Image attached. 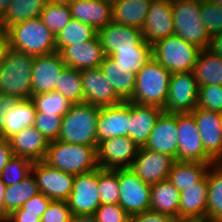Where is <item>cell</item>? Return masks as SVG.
I'll use <instances>...</instances> for the list:
<instances>
[{
  "mask_svg": "<svg viewBox=\"0 0 222 222\" xmlns=\"http://www.w3.org/2000/svg\"><path fill=\"white\" fill-rule=\"evenodd\" d=\"M47 2L48 0H12L0 17V25L8 29L16 23L40 17Z\"/></svg>",
  "mask_w": 222,
  "mask_h": 222,
  "instance_id": "obj_33",
  "label": "cell"
},
{
  "mask_svg": "<svg viewBox=\"0 0 222 222\" xmlns=\"http://www.w3.org/2000/svg\"><path fill=\"white\" fill-rule=\"evenodd\" d=\"M59 52L34 56L32 66V95L55 91L59 76L66 68Z\"/></svg>",
  "mask_w": 222,
  "mask_h": 222,
  "instance_id": "obj_17",
  "label": "cell"
},
{
  "mask_svg": "<svg viewBox=\"0 0 222 222\" xmlns=\"http://www.w3.org/2000/svg\"><path fill=\"white\" fill-rule=\"evenodd\" d=\"M9 47L31 56L56 51L55 36L43 24L40 17L16 23L8 28Z\"/></svg>",
  "mask_w": 222,
  "mask_h": 222,
  "instance_id": "obj_5",
  "label": "cell"
},
{
  "mask_svg": "<svg viewBox=\"0 0 222 222\" xmlns=\"http://www.w3.org/2000/svg\"><path fill=\"white\" fill-rule=\"evenodd\" d=\"M51 3L58 4V5H70L75 0H48Z\"/></svg>",
  "mask_w": 222,
  "mask_h": 222,
  "instance_id": "obj_58",
  "label": "cell"
},
{
  "mask_svg": "<svg viewBox=\"0 0 222 222\" xmlns=\"http://www.w3.org/2000/svg\"><path fill=\"white\" fill-rule=\"evenodd\" d=\"M33 161L28 158L13 156L4 166L0 180L6 185H17L31 174Z\"/></svg>",
  "mask_w": 222,
  "mask_h": 222,
  "instance_id": "obj_42",
  "label": "cell"
},
{
  "mask_svg": "<svg viewBox=\"0 0 222 222\" xmlns=\"http://www.w3.org/2000/svg\"><path fill=\"white\" fill-rule=\"evenodd\" d=\"M211 164L196 161L175 160L168 179L178 190L182 192L188 187L201 181L206 175Z\"/></svg>",
  "mask_w": 222,
  "mask_h": 222,
  "instance_id": "obj_30",
  "label": "cell"
},
{
  "mask_svg": "<svg viewBox=\"0 0 222 222\" xmlns=\"http://www.w3.org/2000/svg\"><path fill=\"white\" fill-rule=\"evenodd\" d=\"M14 156L44 161L49 141L34 126L26 127L9 139Z\"/></svg>",
  "mask_w": 222,
  "mask_h": 222,
  "instance_id": "obj_25",
  "label": "cell"
},
{
  "mask_svg": "<svg viewBox=\"0 0 222 222\" xmlns=\"http://www.w3.org/2000/svg\"><path fill=\"white\" fill-rule=\"evenodd\" d=\"M202 49L173 35L152 44V57L171 74L193 71Z\"/></svg>",
  "mask_w": 222,
  "mask_h": 222,
  "instance_id": "obj_7",
  "label": "cell"
},
{
  "mask_svg": "<svg viewBox=\"0 0 222 222\" xmlns=\"http://www.w3.org/2000/svg\"><path fill=\"white\" fill-rule=\"evenodd\" d=\"M60 54L67 67L79 71L98 68L105 58L98 35L89 41L66 46Z\"/></svg>",
  "mask_w": 222,
  "mask_h": 222,
  "instance_id": "obj_22",
  "label": "cell"
},
{
  "mask_svg": "<svg viewBox=\"0 0 222 222\" xmlns=\"http://www.w3.org/2000/svg\"><path fill=\"white\" fill-rule=\"evenodd\" d=\"M12 0H0V17L5 13Z\"/></svg>",
  "mask_w": 222,
  "mask_h": 222,
  "instance_id": "obj_57",
  "label": "cell"
},
{
  "mask_svg": "<svg viewBox=\"0 0 222 222\" xmlns=\"http://www.w3.org/2000/svg\"><path fill=\"white\" fill-rule=\"evenodd\" d=\"M163 112V108L158 106L140 105L129 101L128 137L139 148L145 146L157 119Z\"/></svg>",
  "mask_w": 222,
  "mask_h": 222,
  "instance_id": "obj_23",
  "label": "cell"
},
{
  "mask_svg": "<svg viewBox=\"0 0 222 222\" xmlns=\"http://www.w3.org/2000/svg\"><path fill=\"white\" fill-rule=\"evenodd\" d=\"M105 56L119 50L139 48L144 42L141 29L118 24L113 21L97 31Z\"/></svg>",
  "mask_w": 222,
  "mask_h": 222,
  "instance_id": "obj_19",
  "label": "cell"
},
{
  "mask_svg": "<svg viewBox=\"0 0 222 222\" xmlns=\"http://www.w3.org/2000/svg\"><path fill=\"white\" fill-rule=\"evenodd\" d=\"M199 86L193 71L171 74L165 113H191L198 104Z\"/></svg>",
  "mask_w": 222,
  "mask_h": 222,
  "instance_id": "obj_9",
  "label": "cell"
},
{
  "mask_svg": "<svg viewBox=\"0 0 222 222\" xmlns=\"http://www.w3.org/2000/svg\"><path fill=\"white\" fill-rule=\"evenodd\" d=\"M73 215H94L101 205L98 190V168L75 175L73 190L67 200Z\"/></svg>",
  "mask_w": 222,
  "mask_h": 222,
  "instance_id": "obj_12",
  "label": "cell"
},
{
  "mask_svg": "<svg viewBox=\"0 0 222 222\" xmlns=\"http://www.w3.org/2000/svg\"><path fill=\"white\" fill-rule=\"evenodd\" d=\"M51 201V199L39 192L25 202L22 208L25 210V213L37 214V216L41 217Z\"/></svg>",
  "mask_w": 222,
  "mask_h": 222,
  "instance_id": "obj_48",
  "label": "cell"
},
{
  "mask_svg": "<svg viewBox=\"0 0 222 222\" xmlns=\"http://www.w3.org/2000/svg\"><path fill=\"white\" fill-rule=\"evenodd\" d=\"M72 19L79 20L96 31L112 21V4L103 0H75L69 5Z\"/></svg>",
  "mask_w": 222,
  "mask_h": 222,
  "instance_id": "obj_26",
  "label": "cell"
},
{
  "mask_svg": "<svg viewBox=\"0 0 222 222\" xmlns=\"http://www.w3.org/2000/svg\"><path fill=\"white\" fill-rule=\"evenodd\" d=\"M43 24L56 36L72 19L69 5L47 2L40 14Z\"/></svg>",
  "mask_w": 222,
  "mask_h": 222,
  "instance_id": "obj_40",
  "label": "cell"
},
{
  "mask_svg": "<svg viewBox=\"0 0 222 222\" xmlns=\"http://www.w3.org/2000/svg\"><path fill=\"white\" fill-rule=\"evenodd\" d=\"M191 114L197 123L205 152L215 162H222V114L198 107Z\"/></svg>",
  "mask_w": 222,
  "mask_h": 222,
  "instance_id": "obj_16",
  "label": "cell"
},
{
  "mask_svg": "<svg viewBox=\"0 0 222 222\" xmlns=\"http://www.w3.org/2000/svg\"><path fill=\"white\" fill-rule=\"evenodd\" d=\"M201 16L210 37L222 33V6L201 0Z\"/></svg>",
  "mask_w": 222,
  "mask_h": 222,
  "instance_id": "obj_45",
  "label": "cell"
},
{
  "mask_svg": "<svg viewBox=\"0 0 222 222\" xmlns=\"http://www.w3.org/2000/svg\"><path fill=\"white\" fill-rule=\"evenodd\" d=\"M97 222H129L130 216L119 204H101L94 214Z\"/></svg>",
  "mask_w": 222,
  "mask_h": 222,
  "instance_id": "obj_47",
  "label": "cell"
},
{
  "mask_svg": "<svg viewBox=\"0 0 222 222\" xmlns=\"http://www.w3.org/2000/svg\"><path fill=\"white\" fill-rule=\"evenodd\" d=\"M34 57L8 48L0 62V93L28 99L32 95Z\"/></svg>",
  "mask_w": 222,
  "mask_h": 222,
  "instance_id": "obj_1",
  "label": "cell"
},
{
  "mask_svg": "<svg viewBox=\"0 0 222 222\" xmlns=\"http://www.w3.org/2000/svg\"><path fill=\"white\" fill-rule=\"evenodd\" d=\"M198 86L222 85V58L208 49L201 50L193 68Z\"/></svg>",
  "mask_w": 222,
  "mask_h": 222,
  "instance_id": "obj_32",
  "label": "cell"
},
{
  "mask_svg": "<svg viewBox=\"0 0 222 222\" xmlns=\"http://www.w3.org/2000/svg\"><path fill=\"white\" fill-rule=\"evenodd\" d=\"M175 159L145 147H140L130 169L150 185L168 179Z\"/></svg>",
  "mask_w": 222,
  "mask_h": 222,
  "instance_id": "obj_14",
  "label": "cell"
},
{
  "mask_svg": "<svg viewBox=\"0 0 222 222\" xmlns=\"http://www.w3.org/2000/svg\"><path fill=\"white\" fill-rule=\"evenodd\" d=\"M81 81L85 103L104 107L123 102L100 67L82 70Z\"/></svg>",
  "mask_w": 222,
  "mask_h": 222,
  "instance_id": "obj_18",
  "label": "cell"
},
{
  "mask_svg": "<svg viewBox=\"0 0 222 222\" xmlns=\"http://www.w3.org/2000/svg\"><path fill=\"white\" fill-rule=\"evenodd\" d=\"M141 30L150 45L175 35L172 0H152Z\"/></svg>",
  "mask_w": 222,
  "mask_h": 222,
  "instance_id": "obj_15",
  "label": "cell"
},
{
  "mask_svg": "<svg viewBox=\"0 0 222 222\" xmlns=\"http://www.w3.org/2000/svg\"><path fill=\"white\" fill-rule=\"evenodd\" d=\"M37 193H39V190L32 173L17 185L6 186L4 194V220Z\"/></svg>",
  "mask_w": 222,
  "mask_h": 222,
  "instance_id": "obj_34",
  "label": "cell"
},
{
  "mask_svg": "<svg viewBox=\"0 0 222 222\" xmlns=\"http://www.w3.org/2000/svg\"><path fill=\"white\" fill-rule=\"evenodd\" d=\"M3 222H41V217L37 214L25 213L21 207L9 214Z\"/></svg>",
  "mask_w": 222,
  "mask_h": 222,
  "instance_id": "obj_50",
  "label": "cell"
},
{
  "mask_svg": "<svg viewBox=\"0 0 222 222\" xmlns=\"http://www.w3.org/2000/svg\"><path fill=\"white\" fill-rule=\"evenodd\" d=\"M139 146L129 137L121 136L101 141L97 147V166L102 169L130 168Z\"/></svg>",
  "mask_w": 222,
  "mask_h": 222,
  "instance_id": "obj_13",
  "label": "cell"
},
{
  "mask_svg": "<svg viewBox=\"0 0 222 222\" xmlns=\"http://www.w3.org/2000/svg\"><path fill=\"white\" fill-rule=\"evenodd\" d=\"M72 212L67 201L52 200L41 216V222H71Z\"/></svg>",
  "mask_w": 222,
  "mask_h": 222,
  "instance_id": "obj_46",
  "label": "cell"
},
{
  "mask_svg": "<svg viewBox=\"0 0 222 222\" xmlns=\"http://www.w3.org/2000/svg\"><path fill=\"white\" fill-rule=\"evenodd\" d=\"M103 1H106V2H109V3L113 4V3H115L118 0H103Z\"/></svg>",
  "mask_w": 222,
  "mask_h": 222,
  "instance_id": "obj_61",
  "label": "cell"
},
{
  "mask_svg": "<svg viewBox=\"0 0 222 222\" xmlns=\"http://www.w3.org/2000/svg\"><path fill=\"white\" fill-rule=\"evenodd\" d=\"M118 67L137 73L152 58V45L144 42L139 48L119 50L110 56Z\"/></svg>",
  "mask_w": 222,
  "mask_h": 222,
  "instance_id": "obj_37",
  "label": "cell"
},
{
  "mask_svg": "<svg viewBox=\"0 0 222 222\" xmlns=\"http://www.w3.org/2000/svg\"><path fill=\"white\" fill-rule=\"evenodd\" d=\"M197 107L222 114V85L199 86Z\"/></svg>",
  "mask_w": 222,
  "mask_h": 222,
  "instance_id": "obj_44",
  "label": "cell"
},
{
  "mask_svg": "<svg viewBox=\"0 0 222 222\" xmlns=\"http://www.w3.org/2000/svg\"><path fill=\"white\" fill-rule=\"evenodd\" d=\"M119 205L129 216L150 210L151 185L142 181L130 168H118Z\"/></svg>",
  "mask_w": 222,
  "mask_h": 222,
  "instance_id": "obj_8",
  "label": "cell"
},
{
  "mask_svg": "<svg viewBox=\"0 0 222 222\" xmlns=\"http://www.w3.org/2000/svg\"><path fill=\"white\" fill-rule=\"evenodd\" d=\"M100 107L89 103L72 104L63 116L59 141L93 146L96 150L97 121Z\"/></svg>",
  "mask_w": 222,
  "mask_h": 222,
  "instance_id": "obj_2",
  "label": "cell"
},
{
  "mask_svg": "<svg viewBox=\"0 0 222 222\" xmlns=\"http://www.w3.org/2000/svg\"><path fill=\"white\" fill-rule=\"evenodd\" d=\"M129 222H178L170 215L154 211H145L140 214L130 216Z\"/></svg>",
  "mask_w": 222,
  "mask_h": 222,
  "instance_id": "obj_49",
  "label": "cell"
},
{
  "mask_svg": "<svg viewBox=\"0 0 222 222\" xmlns=\"http://www.w3.org/2000/svg\"><path fill=\"white\" fill-rule=\"evenodd\" d=\"M208 200V172L198 183L180 192L178 222L206 219Z\"/></svg>",
  "mask_w": 222,
  "mask_h": 222,
  "instance_id": "obj_24",
  "label": "cell"
},
{
  "mask_svg": "<svg viewBox=\"0 0 222 222\" xmlns=\"http://www.w3.org/2000/svg\"><path fill=\"white\" fill-rule=\"evenodd\" d=\"M144 147L170 155L177 160V113L174 114L163 112L160 115Z\"/></svg>",
  "mask_w": 222,
  "mask_h": 222,
  "instance_id": "obj_21",
  "label": "cell"
},
{
  "mask_svg": "<svg viewBox=\"0 0 222 222\" xmlns=\"http://www.w3.org/2000/svg\"><path fill=\"white\" fill-rule=\"evenodd\" d=\"M9 48V33L8 29L0 25V62L5 56L6 51Z\"/></svg>",
  "mask_w": 222,
  "mask_h": 222,
  "instance_id": "obj_54",
  "label": "cell"
},
{
  "mask_svg": "<svg viewBox=\"0 0 222 222\" xmlns=\"http://www.w3.org/2000/svg\"><path fill=\"white\" fill-rule=\"evenodd\" d=\"M19 98L0 93V129L2 128V119L11 111L18 102Z\"/></svg>",
  "mask_w": 222,
  "mask_h": 222,
  "instance_id": "obj_51",
  "label": "cell"
},
{
  "mask_svg": "<svg viewBox=\"0 0 222 222\" xmlns=\"http://www.w3.org/2000/svg\"><path fill=\"white\" fill-rule=\"evenodd\" d=\"M207 49L222 58V33L210 37Z\"/></svg>",
  "mask_w": 222,
  "mask_h": 222,
  "instance_id": "obj_53",
  "label": "cell"
},
{
  "mask_svg": "<svg viewBox=\"0 0 222 222\" xmlns=\"http://www.w3.org/2000/svg\"><path fill=\"white\" fill-rule=\"evenodd\" d=\"M198 131L197 123L191 113H177V160L213 164L215 161L205 152Z\"/></svg>",
  "mask_w": 222,
  "mask_h": 222,
  "instance_id": "obj_10",
  "label": "cell"
},
{
  "mask_svg": "<svg viewBox=\"0 0 222 222\" xmlns=\"http://www.w3.org/2000/svg\"><path fill=\"white\" fill-rule=\"evenodd\" d=\"M206 219L222 222V162L211 164L208 170Z\"/></svg>",
  "mask_w": 222,
  "mask_h": 222,
  "instance_id": "obj_35",
  "label": "cell"
},
{
  "mask_svg": "<svg viewBox=\"0 0 222 222\" xmlns=\"http://www.w3.org/2000/svg\"><path fill=\"white\" fill-rule=\"evenodd\" d=\"M44 162L72 175L87 173L98 168L97 151L93 146L59 140L49 143Z\"/></svg>",
  "mask_w": 222,
  "mask_h": 222,
  "instance_id": "obj_3",
  "label": "cell"
},
{
  "mask_svg": "<svg viewBox=\"0 0 222 222\" xmlns=\"http://www.w3.org/2000/svg\"><path fill=\"white\" fill-rule=\"evenodd\" d=\"M71 222H97L94 215H72Z\"/></svg>",
  "mask_w": 222,
  "mask_h": 222,
  "instance_id": "obj_56",
  "label": "cell"
},
{
  "mask_svg": "<svg viewBox=\"0 0 222 222\" xmlns=\"http://www.w3.org/2000/svg\"><path fill=\"white\" fill-rule=\"evenodd\" d=\"M6 185L0 180V221H4V194Z\"/></svg>",
  "mask_w": 222,
  "mask_h": 222,
  "instance_id": "obj_55",
  "label": "cell"
},
{
  "mask_svg": "<svg viewBox=\"0 0 222 222\" xmlns=\"http://www.w3.org/2000/svg\"><path fill=\"white\" fill-rule=\"evenodd\" d=\"M179 201L180 192L169 180L151 185V211L170 215L177 220Z\"/></svg>",
  "mask_w": 222,
  "mask_h": 222,
  "instance_id": "obj_31",
  "label": "cell"
},
{
  "mask_svg": "<svg viewBox=\"0 0 222 222\" xmlns=\"http://www.w3.org/2000/svg\"><path fill=\"white\" fill-rule=\"evenodd\" d=\"M34 107L37 112L56 114L64 116L72 106L66 97L56 91L43 94L31 95Z\"/></svg>",
  "mask_w": 222,
  "mask_h": 222,
  "instance_id": "obj_39",
  "label": "cell"
},
{
  "mask_svg": "<svg viewBox=\"0 0 222 222\" xmlns=\"http://www.w3.org/2000/svg\"><path fill=\"white\" fill-rule=\"evenodd\" d=\"M175 35L207 49L210 35L202 20L201 0H172Z\"/></svg>",
  "mask_w": 222,
  "mask_h": 222,
  "instance_id": "obj_6",
  "label": "cell"
},
{
  "mask_svg": "<svg viewBox=\"0 0 222 222\" xmlns=\"http://www.w3.org/2000/svg\"><path fill=\"white\" fill-rule=\"evenodd\" d=\"M98 190L101 204L119 203L118 168L102 169L98 167Z\"/></svg>",
  "mask_w": 222,
  "mask_h": 222,
  "instance_id": "obj_41",
  "label": "cell"
},
{
  "mask_svg": "<svg viewBox=\"0 0 222 222\" xmlns=\"http://www.w3.org/2000/svg\"><path fill=\"white\" fill-rule=\"evenodd\" d=\"M36 112L30 98L20 99L6 117L2 119L1 137L9 140L22 129L33 126Z\"/></svg>",
  "mask_w": 222,
  "mask_h": 222,
  "instance_id": "obj_27",
  "label": "cell"
},
{
  "mask_svg": "<svg viewBox=\"0 0 222 222\" xmlns=\"http://www.w3.org/2000/svg\"><path fill=\"white\" fill-rule=\"evenodd\" d=\"M55 91L63 95L72 104L84 102V91L81 81V71L66 67L59 76Z\"/></svg>",
  "mask_w": 222,
  "mask_h": 222,
  "instance_id": "obj_38",
  "label": "cell"
},
{
  "mask_svg": "<svg viewBox=\"0 0 222 222\" xmlns=\"http://www.w3.org/2000/svg\"><path fill=\"white\" fill-rule=\"evenodd\" d=\"M96 35L97 31L92 26L79 20L71 19L55 36L56 51L60 53L66 46L89 41Z\"/></svg>",
  "mask_w": 222,
  "mask_h": 222,
  "instance_id": "obj_36",
  "label": "cell"
},
{
  "mask_svg": "<svg viewBox=\"0 0 222 222\" xmlns=\"http://www.w3.org/2000/svg\"><path fill=\"white\" fill-rule=\"evenodd\" d=\"M189 222H219V221H213V220H207V219H200V220H192Z\"/></svg>",
  "mask_w": 222,
  "mask_h": 222,
  "instance_id": "obj_59",
  "label": "cell"
},
{
  "mask_svg": "<svg viewBox=\"0 0 222 222\" xmlns=\"http://www.w3.org/2000/svg\"><path fill=\"white\" fill-rule=\"evenodd\" d=\"M31 173L36 179L39 192L49 199L55 201L69 199L75 175L53 168L44 161L33 162Z\"/></svg>",
  "mask_w": 222,
  "mask_h": 222,
  "instance_id": "obj_11",
  "label": "cell"
},
{
  "mask_svg": "<svg viewBox=\"0 0 222 222\" xmlns=\"http://www.w3.org/2000/svg\"><path fill=\"white\" fill-rule=\"evenodd\" d=\"M63 116L36 112L34 127L42 133L49 142L58 139L61 131Z\"/></svg>",
  "mask_w": 222,
  "mask_h": 222,
  "instance_id": "obj_43",
  "label": "cell"
},
{
  "mask_svg": "<svg viewBox=\"0 0 222 222\" xmlns=\"http://www.w3.org/2000/svg\"><path fill=\"white\" fill-rule=\"evenodd\" d=\"M100 68L116 94L123 101H130L136 86V74L130 73L129 69L118 67L110 56H105Z\"/></svg>",
  "mask_w": 222,
  "mask_h": 222,
  "instance_id": "obj_29",
  "label": "cell"
},
{
  "mask_svg": "<svg viewBox=\"0 0 222 222\" xmlns=\"http://www.w3.org/2000/svg\"><path fill=\"white\" fill-rule=\"evenodd\" d=\"M136 78L135 90L130 101L164 108L170 85V71L152 57L136 73Z\"/></svg>",
  "mask_w": 222,
  "mask_h": 222,
  "instance_id": "obj_4",
  "label": "cell"
},
{
  "mask_svg": "<svg viewBox=\"0 0 222 222\" xmlns=\"http://www.w3.org/2000/svg\"><path fill=\"white\" fill-rule=\"evenodd\" d=\"M207 1L214 3L216 5L222 6V0H207Z\"/></svg>",
  "mask_w": 222,
  "mask_h": 222,
  "instance_id": "obj_60",
  "label": "cell"
},
{
  "mask_svg": "<svg viewBox=\"0 0 222 222\" xmlns=\"http://www.w3.org/2000/svg\"><path fill=\"white\" fill-rule=\"evenodd\" d=\"M13 151L9 140L0 139V174L6 163L13 157Z\"/></svg>",
  "mask_w": 222,
  "mask_h": 222,
  "instance_id": "obj_52",
  "label": "cell"
},
{
  "mask_svg": "<svg viewBox=\"0 0 222 222\" xmlns=\"http://www.w3.org/2000/svg\"><path fill=\"white\" fill-rule=\"evenodd\" d=\"M129 101L100 107L97 121V143L108 138L128 137Z\"/></svg>",
  "mask_w": 222,
  "mask_h": 222,
  "instance_id": "obj_20",
  "label": "cell"
},
{
  "mask_svg": "<svg viewBox=\"0 0 222 222\" xmlns=\"http://www.w3.org/2000/svg\"><path fill=\"white\" fill-rule=\"evenodd\" d=\"M152 0H118L112 4V21L142 29Z\"/></svg>",
  "mask_w": 222,
  "mask_h": 222,
  "instance_id": "obj_28",
  "label": "cell"
}]
</instances>
